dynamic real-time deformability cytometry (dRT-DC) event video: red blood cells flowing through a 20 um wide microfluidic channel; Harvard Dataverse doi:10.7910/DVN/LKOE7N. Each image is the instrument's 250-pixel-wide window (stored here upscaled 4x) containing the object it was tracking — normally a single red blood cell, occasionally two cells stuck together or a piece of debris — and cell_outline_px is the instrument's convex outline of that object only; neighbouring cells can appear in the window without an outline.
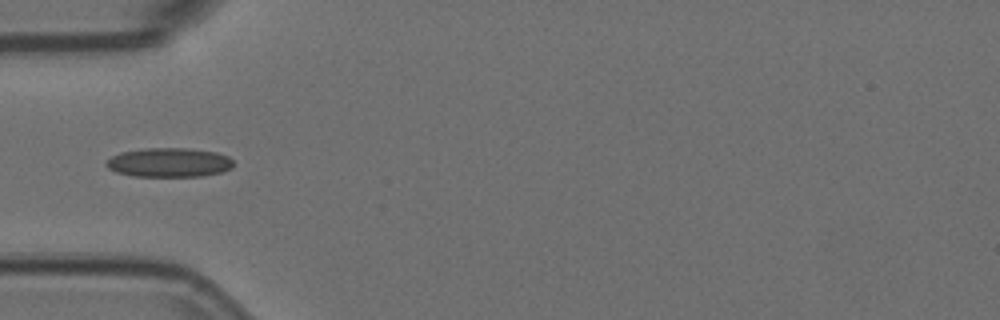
{"species": "Egyptian fruit bat (a non-hibernating species)", "species_latin": "Rousettus aegyptiacus", "temperature_condition": "room temperature", "stored_images_in_passage": 2, "camera_frame_rate_fps": 3000, "um_per_image_px": 0.085, "animal": {"sex": "female"}, "frame": {"image": 1, "passage_image": 2, "time_ms": 0.333, "image_size_px": [1000, 320], "cell_outline_px": [[232, 168], [220, 172], [200, 176], [132, 176], [116, 172], [108, 168], [104, 164], [112, 156], [120, 152], [148, 148], [188, 148], [216, 152], [228, 156], [232, 160]], "centroid_in_image_um": [14.35, 13.81], "position_along_channel_um": 70.6, "area_um2": 21.56}}